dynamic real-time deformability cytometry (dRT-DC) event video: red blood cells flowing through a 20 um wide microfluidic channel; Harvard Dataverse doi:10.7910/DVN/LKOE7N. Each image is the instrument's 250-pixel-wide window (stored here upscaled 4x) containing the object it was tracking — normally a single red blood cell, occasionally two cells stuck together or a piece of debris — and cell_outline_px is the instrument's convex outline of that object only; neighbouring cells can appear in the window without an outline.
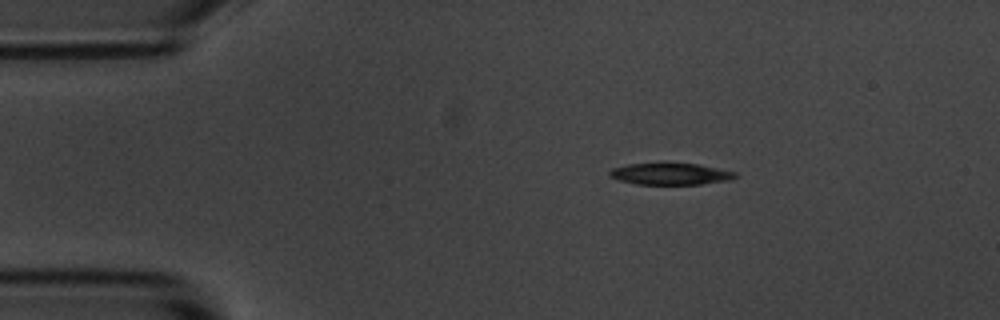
{"species": "common noctule bat (a hibernating species)", "species_latin": "Nyctalus noctula", "temperature_condition": "room temperature", "stored_images_in_passage": 46, "camera_frame_rate_fps": 3000, "um_per_image_px": 0.085, "animal": {"sex": "male", "body_mass_g": 20.1, "forearm_length_mm": 53.5}, "frame": {"image": 1, "passage_image": 1, "time_ms": 0.0, "image_size_px": [1000, 320], "cell_outline_px": [[736, 176], [732, 180], [700, 184], [636, 184], [620, 180], [608, 176], [608, 172], [612, 168], [628, 164], [660, 160], [664, 160], [696, 164], [736, 172]], "centroid_in_image_um": [56.93, 14.73], "position_along_channel_um": 28.1, "area_um2": 16.59}}
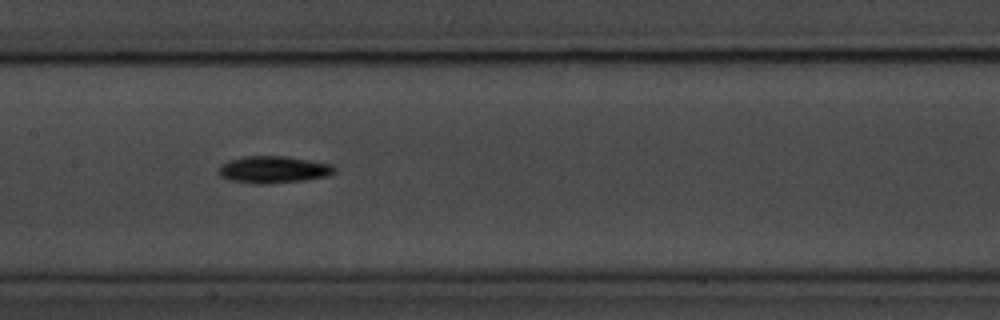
{"frame": {"image": 2, "passage_image": 18, "time_ms": 5.667, "image_size_px": [1000, 320], "cell_outline_px": [[336, 172], [328, 176], [304, 180], [268, 184], [252, 184], [228, 180], [220, 176], [216, 172], [220, 164], [228, 160], [244, 156], [284, 156], [332, 164], [336, 168]], "centroid_in_image_um": [23.19, 14.42], "position_along_channel_um": 184.2, "area_um2": 18.55}}
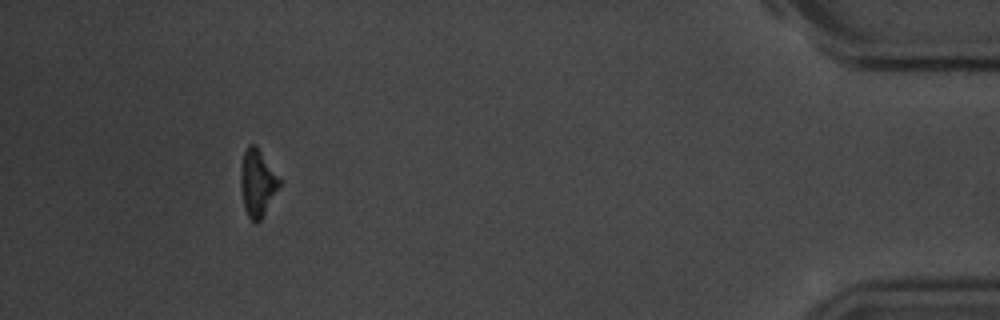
{"frame": {"image": 3, "passage_image": 42, "time_ms": 13.667, "image_size_px": [1000, 320], "cell_outline_px": [[280, 184], [260, 220], [256, 224], [248, 216], [244, 208], [240, 180], [244, 152], [248, 144], [256, 144], [280, 180]], "centroid_in_image_um": [21.86, 15.53], "position_along_channel_um": 413.3, "area_um2": 14.57}, "authors_computed_cell_mechanics": {"area_um2": 16.5886, "velocity_mm_per_s": 3.6675, "shape_relaxation_time_tau1_ms": 1.8073, "shape_relaxation_time_tau2_ms": null, "deformation_change_tau1": 0.1163, "deformation_change_tau2": null}}